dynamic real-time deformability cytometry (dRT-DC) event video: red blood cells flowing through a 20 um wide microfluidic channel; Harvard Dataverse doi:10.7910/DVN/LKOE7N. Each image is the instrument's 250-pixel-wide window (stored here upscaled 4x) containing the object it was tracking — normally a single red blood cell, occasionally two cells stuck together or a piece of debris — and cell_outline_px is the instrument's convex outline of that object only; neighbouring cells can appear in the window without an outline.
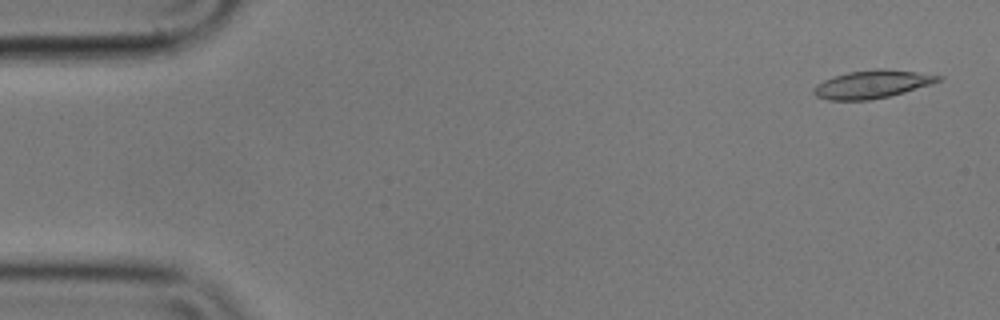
{"species": "common noctule bat (a hibernating species)", "species_latin": "Nyctalus noctula", "temperature_condition": "cold", "stored_images_in_passage": 8, "camera_frame_rate_fps": 3000, "um_per_image_px": 0.085, "animal": {"sex": "male", "body_mass_g": 17.9}, "frame": {"image": 1, "passage_image": 2, "time_ms": 0.333, "image_size_px": [1000, 320], "cell_outline_px": [[944, 76], [940, 80], [932, 84], [904, 92], [888, 96], [868, 100], [828, 100], [816, 96], [812, 92], [816, 84], [824, 80], [848, 72], [876, 68], [884, 68], [916, 72]], "centroid_in_image_um": [74.13, 7.15], "position_along_channel_um": 10.9, "area_um2": 20.23}}